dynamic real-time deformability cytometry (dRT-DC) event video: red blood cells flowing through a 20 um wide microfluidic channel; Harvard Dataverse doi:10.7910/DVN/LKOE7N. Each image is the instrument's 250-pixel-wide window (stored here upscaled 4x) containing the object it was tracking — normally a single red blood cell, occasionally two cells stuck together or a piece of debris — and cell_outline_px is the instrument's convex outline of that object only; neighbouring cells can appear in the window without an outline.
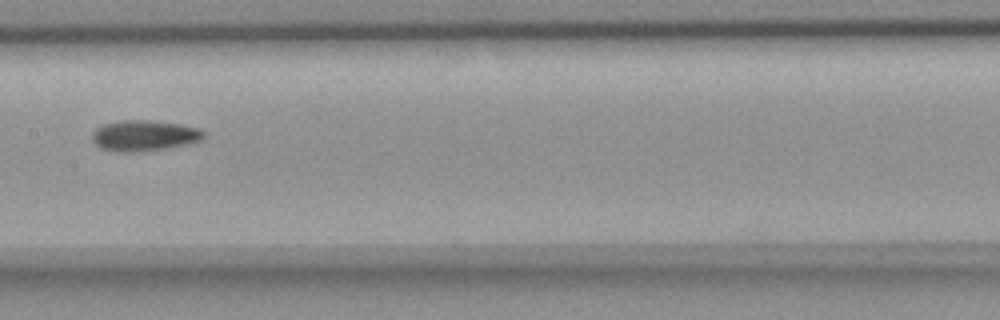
{"species": "common noctule bat (a hibernating species)", "species_latin": "Nyctalus noctula", "temperature_condition": "room temperature", "stored_images_in_passage": 11, "camera_frame_rate_fps": 3000, "um_per_image_px": 0.085, "animal": {"sex": "female", "body_mass_g": 18.4}, "frame": {"image": 1, "passage_image": 4, "time_ms": 4.333, "image_size_px": [1000, 320], "cell_outline_px": [[204, 136], [200, 140], [188, 144], [164, 148], [128, 152], [116, 152], [100, 148], [92, 140], [92, 132], [96, 128], [104, 124], [120, 120], [152, 120], [180, 124], [200, 128], [204, 132]], "centroid_in_image_um": [12.23, 11.51], "position_along_channel_um": 195.2, "area_um2": 19.94}}
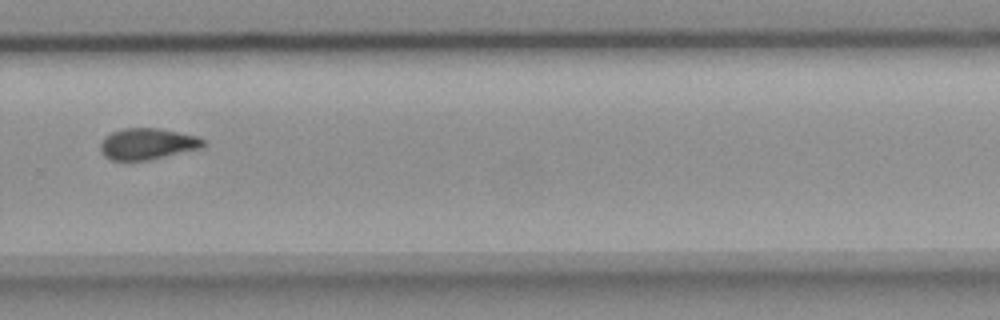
{"frame": {"image": 2, "passage_image": 7, "time_ms": 7.667, "image_size_px": [1000, 320], "cell_outline_px": [[204, 144], [200, 148], [148, 160], [112, 160], [104, 156], [100, 152], [100, 140], [104, 136], [120, 128], [160, 128], [200, 136], [204, 140]], "centroid_in_image_um": [12.49, 12.21], "position_along_channel_um": 317.3, "area_um2": 18.9}}
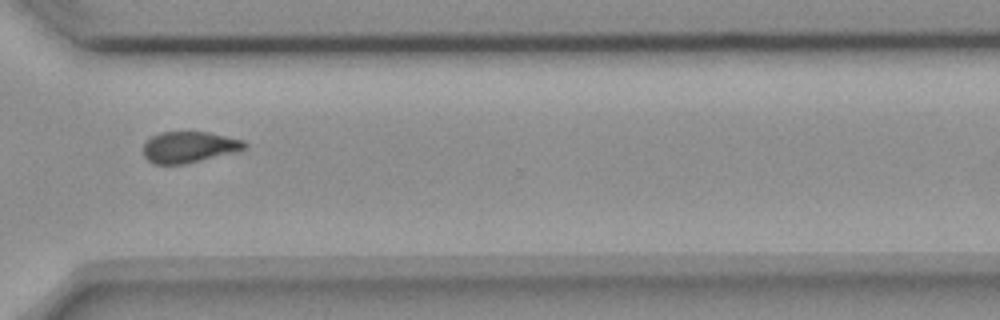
{"frame": {"image": 3, "passage_image": 8, "time_ms": 8.667, "image_size_px": [1000, 320], "cell_outline_px": [[248, 148], [184, 164], [152, 164], [144, 156], [144, 144], [152, 136], [160, 132], [208, 132], [244, 140], [248, 144]], "centroid_in_image_um": [16.07, 12.49], "position_along_channel_um": 354.5, "area_um2": 18.21}, "authors_computed_cell_mechanics": {"area_um2": 19.1318, "velocity_mm_per_s": 3.6708, "shape_relaxation_time_tau1_ms": 5.6715, "shape_relaxation_time_tau2_ms": null, "deformation_change_tau1": 0.1005, "deformation_change_tau2": null}}